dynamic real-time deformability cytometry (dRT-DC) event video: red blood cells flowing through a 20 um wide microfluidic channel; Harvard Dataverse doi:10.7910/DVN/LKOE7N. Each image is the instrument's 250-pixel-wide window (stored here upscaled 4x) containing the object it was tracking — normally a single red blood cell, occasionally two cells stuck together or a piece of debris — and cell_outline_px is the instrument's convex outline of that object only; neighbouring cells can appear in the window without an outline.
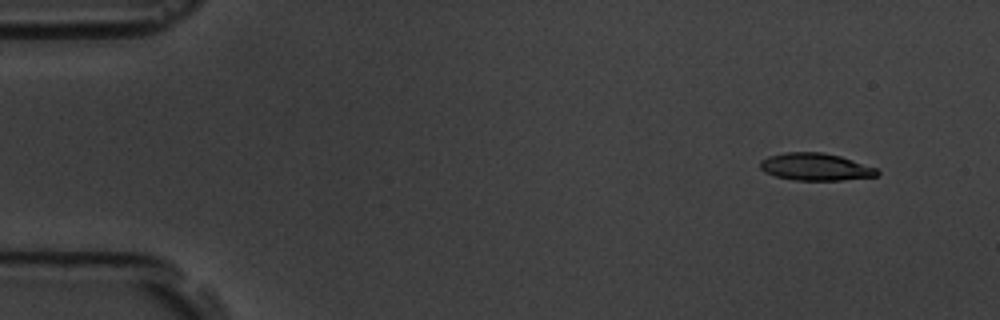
{"species": "common noctule bat (a hibernating species)", "species_latin": "Nyctalus noctula", "temperature_condition": "room temperature", "stored_images_in_passage": 6, "camera_frame_rate_fps": 3000, "um_per_image_px": 0.085, "animal": {"sex": "male", "body_mass_g": 19.5, "forearm_length_mm": 54.6}, "frame": {"image": 1, "passage_image": 2, "time_ms": 1.0, "image_size_px": [1000, 320], "cell_outline_px": [[880, 172], [876, 176], [844, 180], [796, 180], [776, 176], [764, 172], [760, 168], [760, 160], [768, 156], [784, 152], [824, 152], [840, 156], [876, 168]], "centroid_in_image_um": [69.3, 14.18], "position_along_channel_um": 15.7, "area_um2": 18.61}}
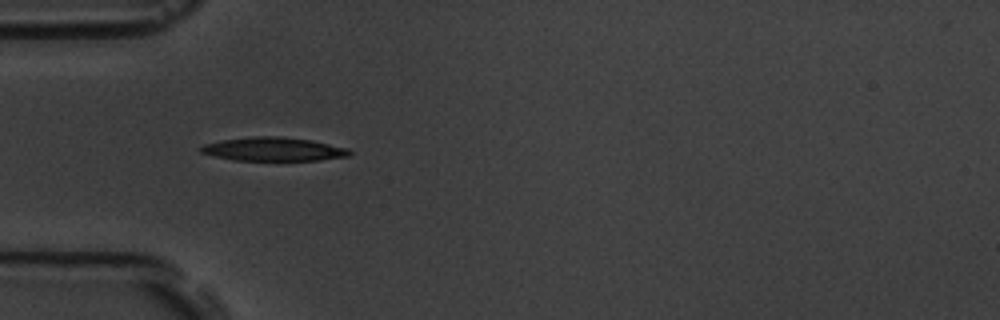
{"frame": {"image": 2, "passage_image": 5, "time_ms": 5.333, "image_size_px": [1000, 320], "cell_outline_px": [[352, 152], [348, 156], [320, 160], [236, 160], [216, 156], [200, 152], [196, 148], [204, 144], [220, 140], [252, 136], [280, 136], [312, 140], [348, 148]], "centroid_in_image_um": [23.22, 12.67], "position_along_channel_um": 61.8, "area_um2": 20.52}}
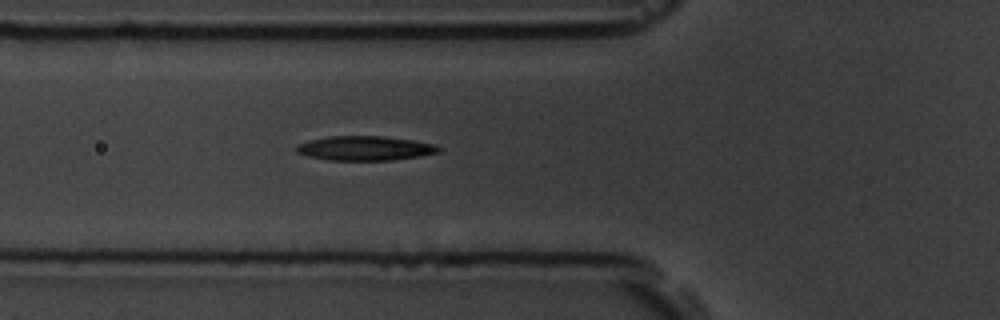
{"frame": {"image": 3, "passage_image": 6, "time_ms": 6.333, "image_size_px": [1000, 320], "cell_outline_px": [[440, 152], [420, 156], [392, 160], [328, 160], [308, 156], [296, 152], [296, 144], [308, 140], [328, 136], [384, 136], [412, 140], [436, 144], [440, 148]], "centroid_in_image_um": [31.01, 12.59], "position_along_channel_um": 94.8, "area_um2": 20.35}}